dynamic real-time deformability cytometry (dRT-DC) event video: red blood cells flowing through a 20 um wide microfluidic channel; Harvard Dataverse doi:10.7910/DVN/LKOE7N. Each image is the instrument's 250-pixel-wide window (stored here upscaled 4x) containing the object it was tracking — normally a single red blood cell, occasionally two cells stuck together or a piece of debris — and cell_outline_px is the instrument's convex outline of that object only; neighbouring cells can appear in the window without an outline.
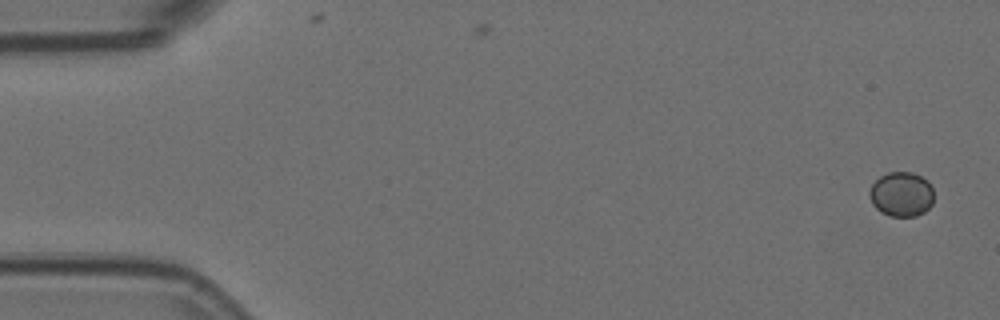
{"species": "Egyptian fruit bat (a non-hibernating species)", "species_latin": "Rousettus aegyptiacus", "temperature_condition": "room temperature", "stored_images_in_passage": 3, "camera_frame_rate_fps": 3000, "um_per_image_px": 0.085, "animal": {"sex": "female"}, "frame": {"image": 1, "passage_image": 1, "time_ms": 0.0, "image_size_px": [1000, 320], "cell_outline_px": [[932, 204], [924, 212], [916, 216], [888, 216], [880, 212], [872, 204], [868, 196], [868, 192], [872, 184], [880, 176], [888, 172], [912, 172], [928, 180], [932, 188]], "centroid_in_image_um": [76.59, 16.51], "position_along_channel_um": 8.4, "area_um2": 16.88}}